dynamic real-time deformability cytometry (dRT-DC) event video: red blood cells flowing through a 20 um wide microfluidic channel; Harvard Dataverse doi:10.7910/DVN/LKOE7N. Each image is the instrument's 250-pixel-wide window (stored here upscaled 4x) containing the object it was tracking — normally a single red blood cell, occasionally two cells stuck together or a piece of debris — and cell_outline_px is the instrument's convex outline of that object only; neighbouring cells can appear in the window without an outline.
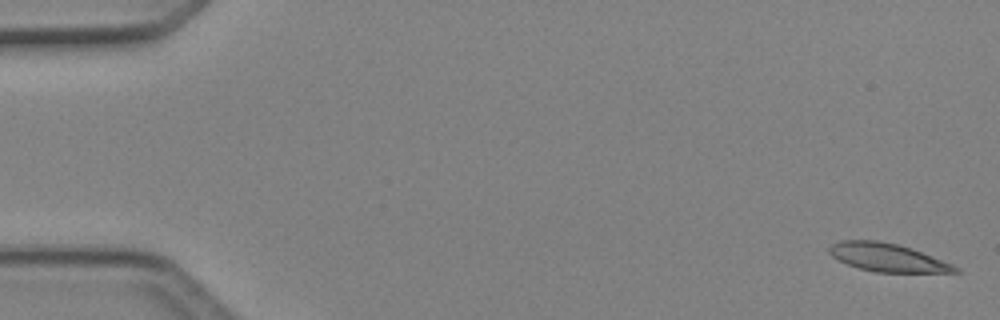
{"species": "Egyptian fruit bat (a non-hibernating species)", "species_latin": "Rousettus aegyptiacus", "temperature_condition": "cold", "stored_images_in_passage": 48, "camera_frame_rate_fps": 3000, "um_per_image_px": 0.085, "animal": {"sex": "female"}, "frame": {"image": 1, "passage_image": 1, "time_ms": 0.0, "image_size_px": [1000, 320], "cell_outline_px": [[960, 272], [876, 272], [860, 268], [848, 264], [832, 256], [828, 252], [828, 248], [832, 244], [840, 240], [876, 240], [900, 244], [912, 248], [952, 264], [960, 268]], "centroid_in_image_um": [75.43, 21.87], "position_along_channel_um": 9.6, "area_um2": 20.58}}
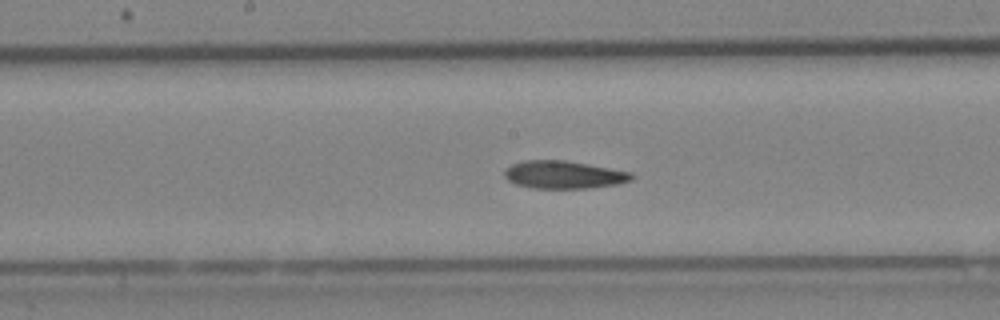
{"frame": {"image": 2, "passage_image": 25, "time_ms": 8.0, "image_size_px": [1000, 320], "cell_outline_px": [[636, 176], [632, 180], [616, 184], [588, 188], [532, 188], [516, 184], [508, 180], [504, 176], [504, 168], [512, 164], [524, 160], [564, 160], [588, 164], [632, 172]], "centroid_in_image_um": [47.91, 14.84], "position_along_channel_um": 200.3, "area_um2": 20.63}}
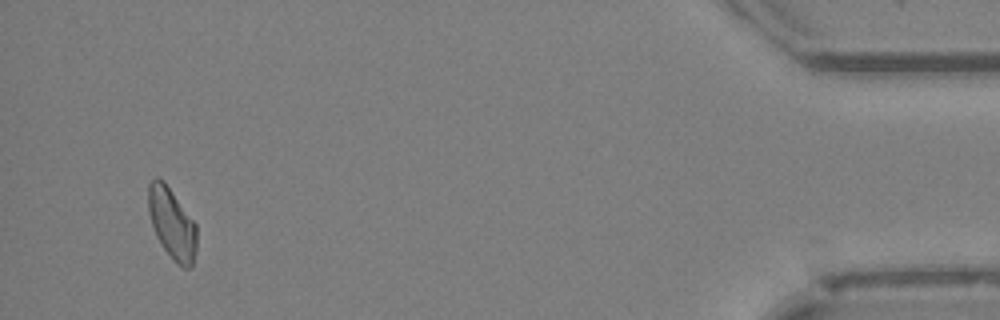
{"frame": {"image": 3, "passage_image": 46, "time_ms": 15.0, "image_size_px": [1000, 320], "cell_outline_px": [[196, 252], [192, 268], [184, 268], [176, 264], [172, 260], [156, 236], [148, 212], [148, 184], [156, 176], [164, 180], [196, 224]], "centroid_in_image_um": [14.61, 19.01], "position_along_channel_um": 420.6, "area_um2": 20.17}, "authors_computed_cell_mechanics": {"area_um2": 20.5768, "velocity_mm_per_s": 4.2114, "shape_relaxation_time_tau1_ms": null, "shape_relaxation_time_tau2_ms": 5.5117, "deformation_change_tau1": null, "deformation_change_tau2": 0.1261}}